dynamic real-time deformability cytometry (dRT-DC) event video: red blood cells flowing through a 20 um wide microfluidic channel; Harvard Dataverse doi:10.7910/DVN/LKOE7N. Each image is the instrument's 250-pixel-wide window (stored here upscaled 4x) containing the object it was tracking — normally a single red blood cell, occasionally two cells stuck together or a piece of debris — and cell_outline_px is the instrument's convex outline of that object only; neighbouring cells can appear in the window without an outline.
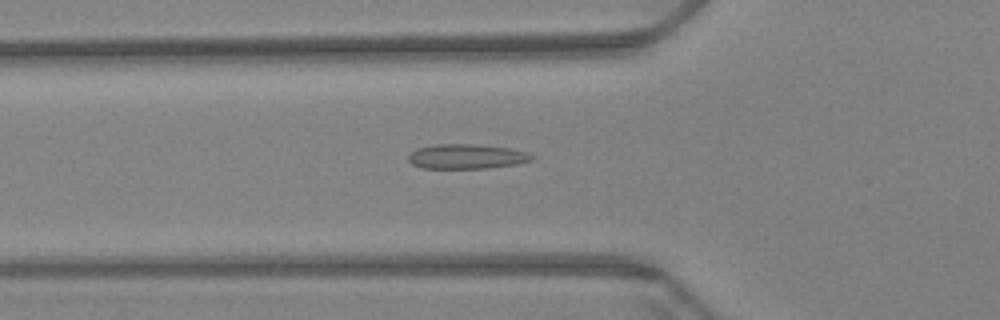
{"species": "Egyptian fruit bat (a non-hibernating species)", "species_latin": "Rousettus aegyptiacus", "temperature_condition": "warm", "stored_images_in_passage": 61, "camera_frame_rate_fps": 3000, "um_per_image_px": 0.085, "animal": {"sex": "female"}, "frame": {"image": 1, "passage_image": 22, "time_ms": 7.0, "image_size_px": [1000, 320], "cell_outline_px": [[536, 156], [532, 160], [516, 164], [488, 168], [424, 168], [412, 164], [408, 160], [408, 156], [416, 148], [432, 144], [472, 144], [508, 148], [524, 152]], "centroid_in_image_um": [39.63, 13.3], "position_along_channel_um": 86.2, "area_um2": 17.69}}
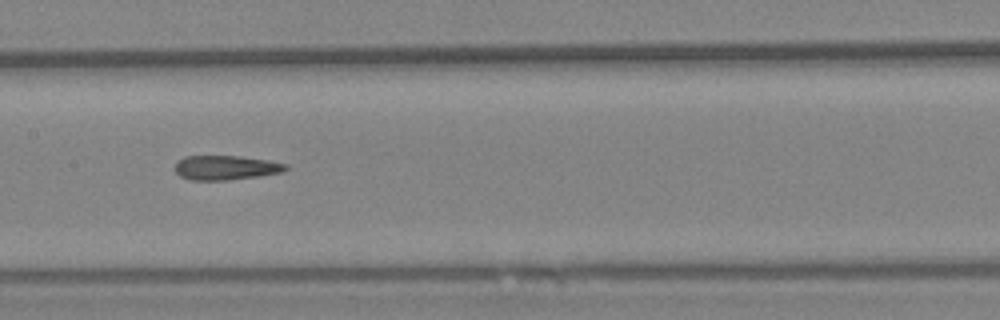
{"frame": {"image": 2, "passage_image": 31, "time_ms": 10.0, "image_size_px": [1000, 320], "cell_outline_px": [[288, 168], [280, 172], [256, 176], [228, 180], [188, 180], [180, 176], [176, 172], [176, 160], [184, 156], [240, 156], [268, 160], [288, 164]], "centroid_in_image_um": [19.15, 14.24], "position_along_channel_um": 188.2, "area_um2": 15.72}}
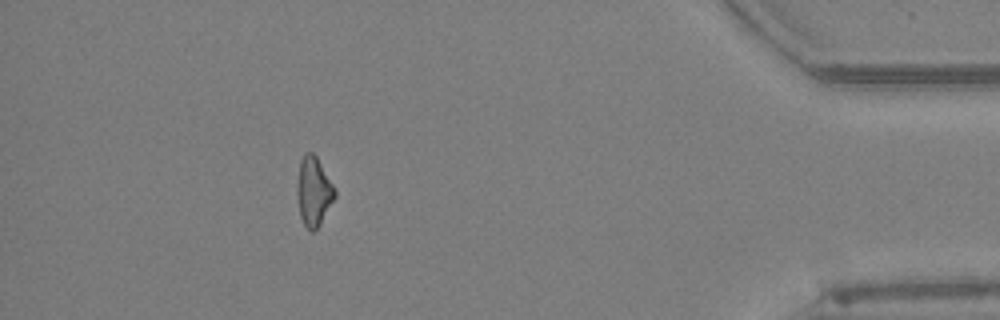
{"frame": {"image": 3, "passage_image": 55, "time_ms": 18.0, "image_size_px": [1000, 320], "cell_outline_px": [[336, 196], [320, 224], [312, 232], [304, 224], [300, 216], [296, 192], [296, 184], [300, 160], [308, 152], [312, 152], [316, 156], [336, 188]], "centroid_in_image_um": [26.66, 16.26], "position_along_channel_um": 408.5, "area_um2": 15.2}, "authors_computed_cell_mechanics": {"area_um2": 16.184, "velocity_mm_per_s": 3.4052, "shape_relaxation_time_tau1_ms": null, "shape_relaxation_time_tau2_ms": 4.5249, "deformation_change_tau1": null, "deformation_change_tau2": 0.1309}}